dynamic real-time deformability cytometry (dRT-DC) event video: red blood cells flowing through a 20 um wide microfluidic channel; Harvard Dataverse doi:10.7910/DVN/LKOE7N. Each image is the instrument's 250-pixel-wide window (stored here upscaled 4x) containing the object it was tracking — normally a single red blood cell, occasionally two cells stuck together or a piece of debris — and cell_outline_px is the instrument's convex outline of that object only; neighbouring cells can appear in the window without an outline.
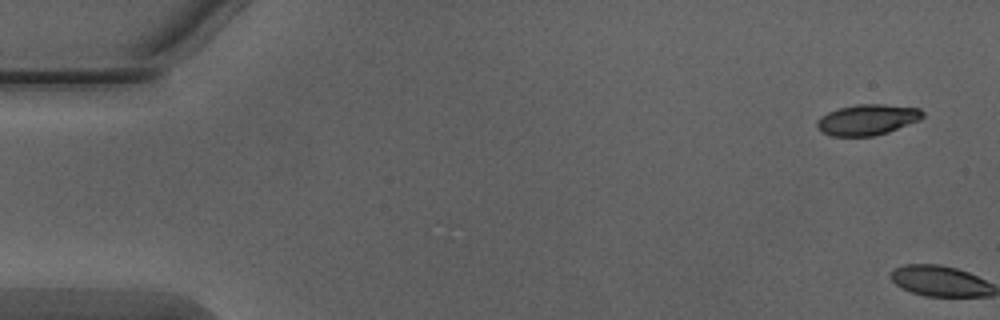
{"species": "Egyptian fruit bat (a non-hibernating species)", "species_latin": "Rousettus aegyptiacus", "temperature_condition": "warm", "stored_images_in_passage": 2, "camera_frame_rate_fps": 3000, "um_per_image_px": 0.085, "animal": {"sex": "male"}, "frame": {"image": 1, "passage_image": 1, "time_ms": 0.0, "image_size_px": [1000, 320], "cell_outline_px": [[924, 116], [920, 120], [888, 132], [872, 136], [832, 136], [824, 132], [816, 124], [816, 120], [820, 116], [828, 112], [840, 108], [856, 104], [884, 104], [920, 108], [924, 112]], "centroid_in_image_um": [73.75, 10.16], "position_along_channel_um": 11.2, "area_um2": 18.9}}